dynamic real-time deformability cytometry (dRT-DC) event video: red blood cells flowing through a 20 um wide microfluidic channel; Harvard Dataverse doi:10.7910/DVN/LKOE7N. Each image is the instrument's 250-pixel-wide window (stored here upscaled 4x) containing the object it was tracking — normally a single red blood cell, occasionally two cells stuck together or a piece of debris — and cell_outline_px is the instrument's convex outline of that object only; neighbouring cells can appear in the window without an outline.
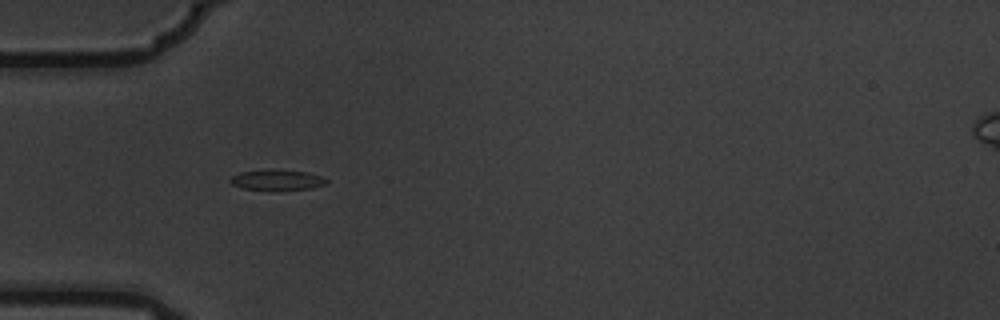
{"species": "common noctule bat (a hibernating species)", "species_latin": "Nyctalus noctula", "temperature_condition": "warm", "stored_images_in_passage": 12, "camera_frame_rate_fps": 3000, "um_per_image_px": 0.085, "animal": {"sex": "male", "body_mass_g": 19.5, "forearm_length_mm": 54.6}, "frame": {"image": 1, "passage_image": 2, "time_ms": 0.333, "image_size_px": [1000, 320], "cell_outline_px": [[328, 180], [324, 184], [312, 188], [268, 192], [244, 188], [232, 184], [228, 180], [232, 176], [240, 172], [308, 172], [320, 176]], "centroid_in_image_um": [23.53, 15.37], "position_along_channel_um": 61.5, "area_um2": 11.04}}
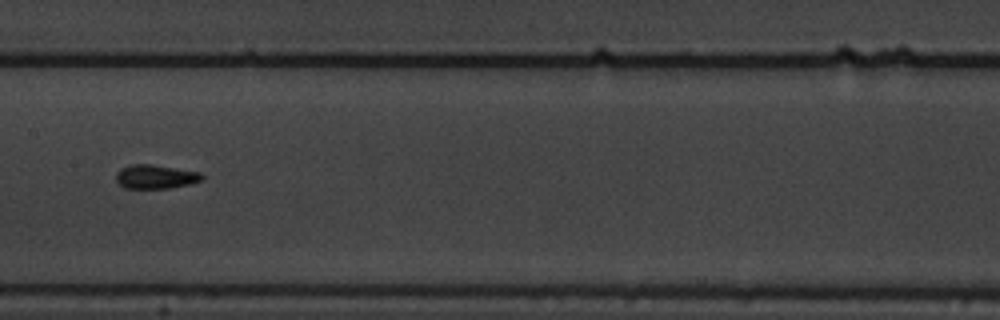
{"frame": {"image": 2, "passage_image": 5, "time_ms": 1.333, "image_size_px": [1000, 320], "cell_outline_px": [[204, 180], [188, 184], [168, 188], [124, 188], [116, 180], [116, 172], [120, 168], [132, 164], [152, 164], [200, 172], [204, 176]], "centroid_in_image_um": [13.22, 15.01], "position_along_channel_um": 194.2, "area_um2": 12.02}}
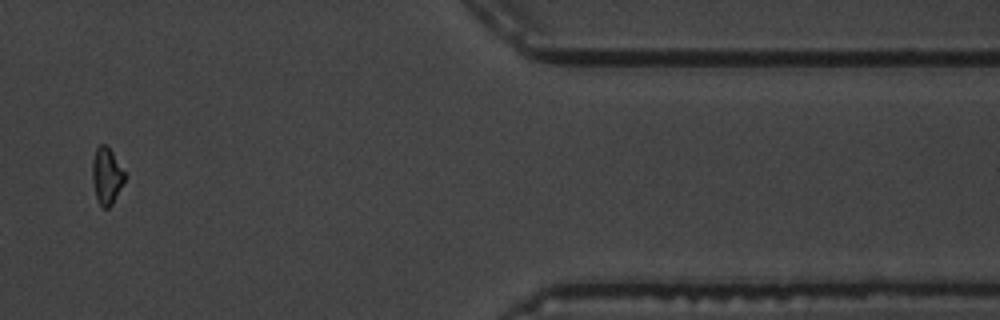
{"frame": {"image": 3, "passage_image": 10, "time_ms": 3.0, "image_size_px": [1000, 320], "cell_outline_px": [[124, 180], [112, 204], [108, 208], [104, 208], [96, 200], [92, 180], [92, 160], [96, 148], [100, 144], [104, 144], [112, 152], [124, 172]], "centroid_in_image_um": [9.02, 14.95], "position_along_channel_um": 402.4, "area_um2": 10.46}}